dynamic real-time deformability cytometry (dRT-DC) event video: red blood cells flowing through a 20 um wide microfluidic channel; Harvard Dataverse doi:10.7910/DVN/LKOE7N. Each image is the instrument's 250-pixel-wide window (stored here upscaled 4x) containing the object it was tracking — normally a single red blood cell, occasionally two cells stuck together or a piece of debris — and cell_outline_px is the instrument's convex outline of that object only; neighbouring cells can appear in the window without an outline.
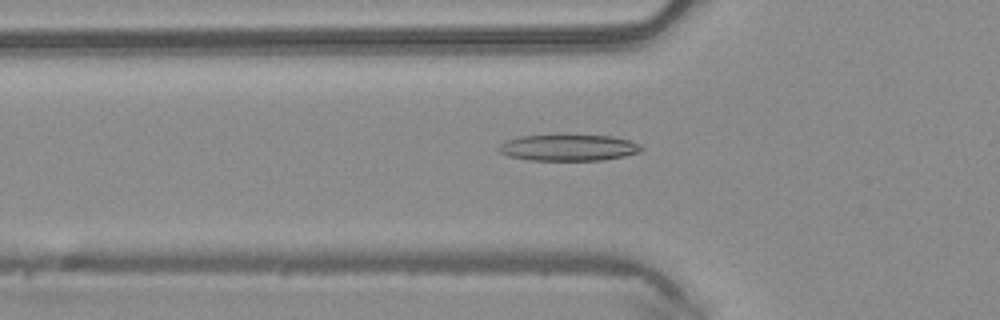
{"species": "common noctule bat (a hibernating species)", "species_latin": "Nyctalus noctula", "temperature_condition": "warm", "stored_images_in_passage": 43, "camera_frame_rate_fps": 3000, "um_per_image_px": 0.085, "animal": {"sex": "male", "body_mass_g": 20.4}, "frame": {"image": 1, "passage_image": 11, "time_ms": 3.333, "image_size_px": [1000, 320], "cell_outline_px": [[644, 148], [640, 152], [624, 156], [604, 160], [528, 160], [508, 156], [500, 152], [496, 148], [500, 144], [508, 140], [520, 136], [612, 136], [628, 140], [640, 144]], "centroid_in_image_um": [48.33, 12.57], "position_along_channel_um": 77.5, "area_um2": 21.62}}
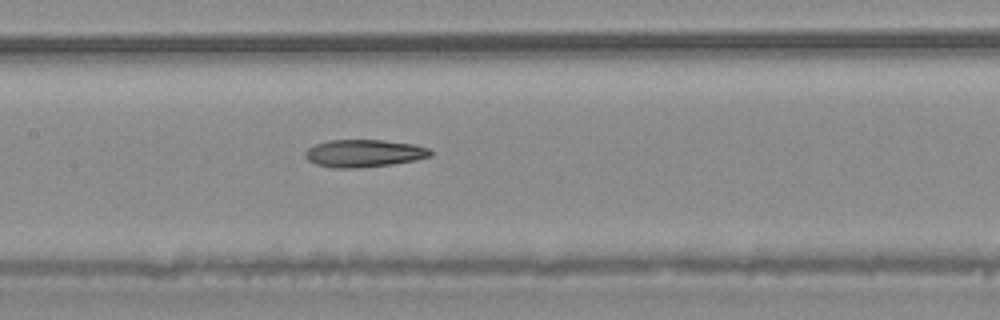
{"frame": {"image": 2, "passage_image": 18, "time_ms": 5.667, "image_size_px": [1000, 320], "cell_outline_px": [[432, 156], [416, 160], [392, 164], [360, 168], [332, 168], [316, 164], [308, 160], [304, 156], [304, 152], [308, 148], [316, 144], [328, 140], [384, 140], [416, 144], [428, 148], [432, 152]], "centroid_in_image_um": [30.95, 13.03], "position_along_channel_um": 176.5, "area_um2": 20.29}}
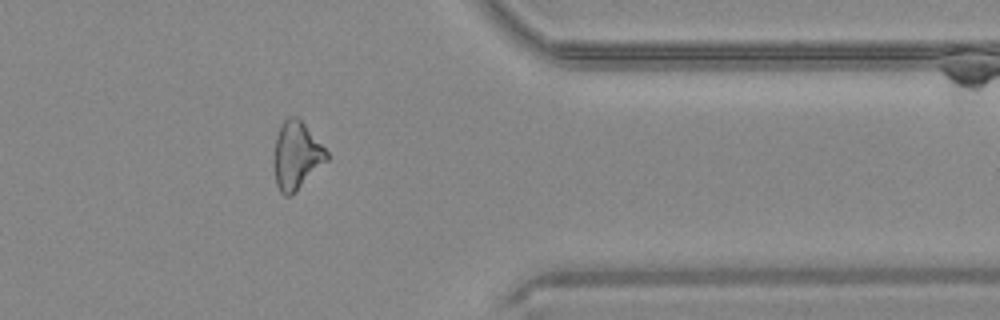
{"frame": {"image": 3, "passage_image": 34, "time_ms": 11.0, "image_size_px": [1000, 320], "cell_outline_px": [[328, 160], [292, 196], [284, 196], [280, 192], [276, 184], [272, 164], [272, 160], [276, 136], [284, 120], [288, 116], [296, 116], [304, 124], [328, 152]], "centroid_in_image_um": [25.16, 13.26], "position_along_channel_um": 386.2, "area_um2": 21.04}, "authors_computed_cell_mechanics": {"area_um2": 21.0392, "velocity_mm_per_s": 4.1963, "shape_relaxation_time_tau1_ms": 6.5297, "shape_relaxation_time_tau2_ms": 10.2625, "deformation_change_tau1": 0.1747, "deformation_change_tau2": 0.2891}}